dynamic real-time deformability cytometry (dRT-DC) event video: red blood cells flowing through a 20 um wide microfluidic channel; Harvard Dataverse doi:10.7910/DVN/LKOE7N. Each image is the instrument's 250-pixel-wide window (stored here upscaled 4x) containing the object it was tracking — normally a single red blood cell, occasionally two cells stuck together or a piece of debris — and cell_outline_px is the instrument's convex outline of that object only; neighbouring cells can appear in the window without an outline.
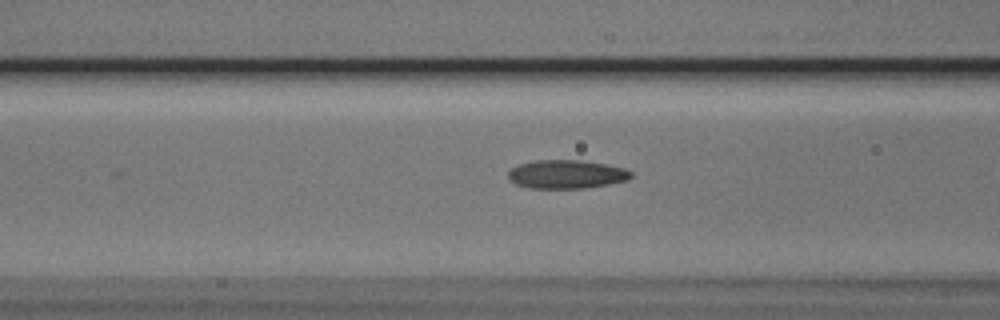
{"species": "Egyptian fruit bat (a non-hibernating species)", "species_latin": "Rousettus aegyptiacus", "temperature_condition": "cold", "stored_images_in_passage": 8, "camera_frame_rate_fps": 3000, "um_per_image_px": 0.085, "animal": {"sex": "male"}, "frame": {"image": 1, "passage_image": 7, "time_ms": 2.0, "image_size_px": [1000, 320], "cell_outline_px": [[632, 176], [628, 180], [608, 184], [584, 188], [528, 188], [516, 184], [508, 176], [508, 172], [512, 168], [520, 164], [532, 160], [580, 160], [604, 164], [624, 168], [632, 172]], "centroid_in_image_um": [48.15, 14.81], "position_along_channel_um": 118.5, "area_um2": 20.35}}